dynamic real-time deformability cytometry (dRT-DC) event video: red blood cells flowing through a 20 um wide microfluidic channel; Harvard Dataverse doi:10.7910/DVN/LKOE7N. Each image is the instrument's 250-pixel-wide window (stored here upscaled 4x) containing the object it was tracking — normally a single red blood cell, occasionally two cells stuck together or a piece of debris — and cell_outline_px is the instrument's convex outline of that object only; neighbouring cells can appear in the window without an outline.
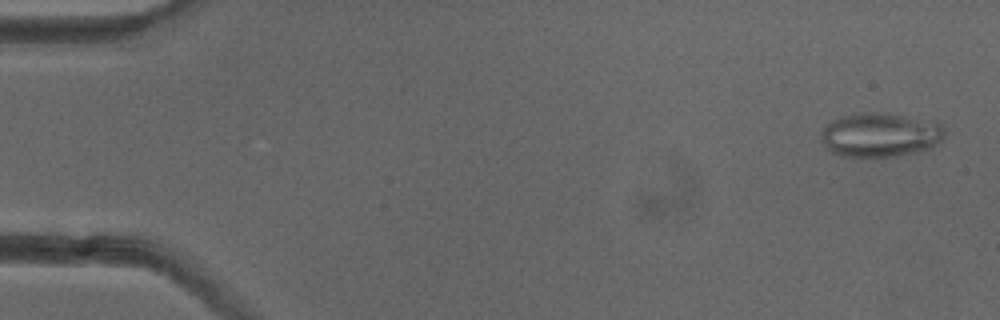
{"species": "common noctule bat (a hibernating species)", "species_latin": "Nyctalus noctula", "temperature_condition": "cold", "stored_images_in_passage": 14, "camera_frame_rate_fps": 3000, "um_per_image_px": 0.085, "animal": {"sex": "female"}, "frame": {"image": 1, "passage_image": 1, "time_ms": 0.0, "image_size_px": [1000, 320], "cell_outline_px": [[944, 136], [936, 144], [928, 148], [896, 156], [840, 156], [824, 148], [820, 136], [820, 132], [832, 120], [840, 116], [860, 112], [884, 112], [904, 116], [940, 124], [944, 132]], "centroid_in_image_um": [74.72, 11.45], "position_along_channel_um": 10.3, "area_um2": 31.44}}